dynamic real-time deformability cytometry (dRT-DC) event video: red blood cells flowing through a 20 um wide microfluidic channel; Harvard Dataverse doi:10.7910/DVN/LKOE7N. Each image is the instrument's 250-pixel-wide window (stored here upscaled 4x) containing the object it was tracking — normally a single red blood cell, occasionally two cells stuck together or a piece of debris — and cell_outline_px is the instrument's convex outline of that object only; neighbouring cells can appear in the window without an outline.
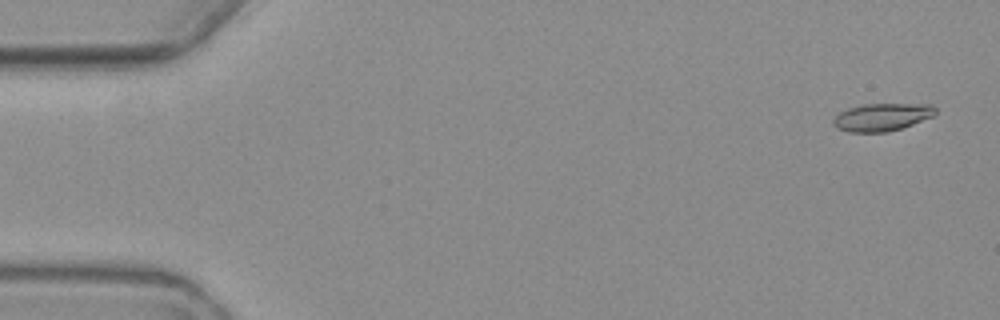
{"species": "common noctule bat (a hibernating species)", "species_latin": "Nyctalus noctula", "temperature_condition": "warm", "stored_images_in_passage": 5, "camera_frame_rate_fps": 3000, "um_per_image_px": 0.085, "animal": {"sex": "female", "body_mass_g": 19.3, "forearm_length_mm": 54.1}, "frame": {"image": 1, "passage_image": 1, "time_ms": 0.0, "image_size_px": [1000, 320], "cell_outline_px": [[936, 112], [932, 116], [912, 124], [888, 132], [848, 132], [836, 128], [832, 124], [832, 120], [840, 112], [848, 108], [864, 104], [932, 104], [936, 108]], "centroid_in_image_um": [74.93, 9.95], "position_along_channel_um": 10.1, "area_um2": 16.42}}